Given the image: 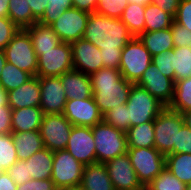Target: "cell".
<instances>
[{
	"label": "cell",
	"mask_w": 191,
	"mask_h": 190,
	"mask_svg": "<svg viewBox=\"0 0 191 190\" xmlns=\"http://www.w3.org/2000/svg\"><path fill=\"white\" fill-rule=\"evenodd\" d=\"M125 133L128 148L154 147V121L130 127Z\"/></svg>",
	"instance_id": "cell-27"
},
{
	"label": "cell",
	"mask_w": 191,
	"mask_h": 190,
	"mask_svg": "<svg viewBox=\"0 0 191 190\" xmlns=\"http://www.w3.org/2000/svg\"><path fill=\"white\" fill-rule=\"evenodd\" d=\"M145 7L146 6L144 5L129 3L124 9L123 14L120 18L134 37H138L141 33H144Z\"/></svg>",
	"instance_id": "cell-30"
},
{
	"label": "cell",
	"mask_w": 191,
	"mask_h": 190,
	"mask_svg": "<svg viewBox=\"0 0 191 190\" xmlns=\"http://www.w3.org/2000/svg\"><path fill=\"white\" fill-rule=\"evenodd\" d=\"M183 125L182 114L165 107L154 120V147L164 156L173 154L177 132Z\"/></svg>",
	"instance_id": "cell-7"
},
{
	"label": "cell",
	"mask_w": 191,
	"mask_h": 190,
	"mask_svg": "<svg viewBox=\"0 0 191 190\" xmlns=\"http://www.w3.org/2000/svg\"><path fill=\"white\" fill-rule=\"evenodd\" d=\"M74 126L94 127L102 121L94 97L67 100L62 113Z\"/></svg>",
	"instance_id": "cell-16"
},
{
	"label": "cell",
	"mask_w": 191,
	"mask_h": 190,
	"mask_svg": "<svg viewBox=\"0 0 191 190\" xmlns=\"http://www.w3.org/2000/svg\"><path fill=\"white\" fill-rule=\"evenodd\" d=\"M71 190H88V189L79 184L76 187L71 188Z\"/></svg>",
	"instance_id": "cell-57"
},
{
	"label": "cell",
	"mask_w": 191,
	"mask_h": 190,
	"mask_svg": "<svg viewBox=\"0 0 191 190\" xmlns=\"http://www.w3.org/2000/svg\"><path fill=\"white\" fill-rule=\"evenodd\" d=\"M6 172L17 185L32 179L31 176H28V165L23 160H17Z\"/></svg>",
	"instance_id": "cell-44"
},
{
	"label": "cell",
	"mask_w": 191,
	"mask_h": 190,
	"mask_svg": "<svg viewBox=\"0 0 191 190\" xmlns=\"http://www.w3.org/2000/svg\"><path fill=\"white\" fill-rule=\"evenodd\" d=\"M65 150L83 165L95 163L96 153L92 127L73 126Z\"/></svg>",
	"instance_id": "cell-17"
},
{
	"label": "cell",
	"mask_w": 191,
	"mask_h": 190,
	"mask_svg": "<svg viewBox=\"0 0 191 190\" xmlns=\"http://www.w3.org/2000/svg\"><path fill=\"white\" fill-rule=\"evenodd\" d=\"M90 13L70 8L50 25L61 42L72 43L83 38Z\"/></svg>",
	"instance_id": "cell-12"
},
{
	"label": "cell",
	"mask_w": 191,
	"mask_h": 190,
	"mask_svg": "<svg viewBox=\"0 0 191 190\" xmlns=\"http://www.w3.org/2000/svg\"><path fill=\"white\" fill-rule=\"evenodd\" d=\"M173 153L191 154V129L185 124L177 132L176 144H173Z\"/></svg>",
	"instance_id": "cell-42"
},
{
	"label": "cell",
	"mask_w": 191,
	"mask_h": 190,
	"mask_svg": "<svg viewBox=\"0 0 191 190\" xmlns=\"http://www.w3.org/2000/svg\"><path fill=\"white\" fill-rule=\"evenodd\" d=\"M7 62L20 70L37 76L38 57L34 51L31 38L25 29H19L4 49Z\"/></svg>",
	"instance_id": "cell-6"
},
{
	"label": "cell",
	"mask_w": 191,
	"mask_h": 190,
	"mask_svg": "<svg viewBox=\"0 0 191 190\" xmlns=\"http://www.w3.org/2000/svg\"><path fill=\"white\" fill-rule=\"evenodd\" d=\"M70 44L74 70L91 75L103 68L101 51L90 41L80 38Z\"/></svg>",
	"instance_id": "cell-18"
},
{
	"label": "cell",
	"mask_w": 191,
	"mask_h": 190,
	"mask_svg": "<svg viewBox=\"0 0 191 190\" xmlns=\"http://www.w3.org/2000/svg\"><path fill=\"white\" fill-rule=\"evenodd\" d=\"M8 18L19 28L26 29L38 21L34 18L27 0H10Z\"/></svg>",
	"instance_id": "cell-28"
},
{
	"label": "cell",
	"mask_w": 191,
	"mask_h": 190,
	"mask_svg": "<svg viewBox=\"0 0 191 190\" xmlns=\"http://www.w3.org/2000/svg\"><path fill=\"white\" fill-rule=\"evenodd\" d=\"M55 183L51 179H31L24 184L18 185L17 190H57Z\"/></svg>",
	"instance_id": "cell-46"
},
{
	"label": "cell",
	"mask_w": 191,
	"mask_h": 190,
	"mask_svg": "<svg viewBox=\"0 0 191 190\" xmlns=\"http://www.w3.org/2000/svg\"><path fill=\"white\" fill-rule=\"evenodd\" d=\"M17 186L6 171L0 173V190H17Z\"/></svg>",
	"instance_id": "cell-51"
},
{
	"label": "cell",
	"mask_w": 191,
	"mask_h": 190,
	"mask_svg": "<svg viewBox=\"0 0 191 190\" xmlns=\"http://www.w3.org/2000/svg\"><path fill=\"white\" fill-rule=\"evenodd\" d=\"M7 98L12 109L40 107L39 77L32 76L17 89L7 92Z\"/></svg>",
	"instance_id": "cell-19"
},
{
	"label": "cell",
	"mask_w": 191,
	"mask_h": 190,
	"mask_svg": "<svg viewBox=\"0 0 191 190\" xmlns=\"http://www.w3.org/2000/svg\"><path fill=\"white\" fill-rule=\"evenodd\" d=\"M168 108L179 113L191 110V77L175 83L173 98Z\"/></svg>",
	"instance_id": "cell-32"
},
{
	"label": "cell",
	"mask_w": 191,
	"mask_h": 190,
	"mask_svg": "<svg viewBox=\"0 0 191 190\" xmlns=\"http://www.w3.org/2000/svg\"><path fill=\"white\" fill-rule=\"evenodd\" d=\"M18 30L19 28L8 17H0V49H5Z\"/></svg>",
	"instance_id": "cell-43"
},
{
	"label": "cell",
	"mask_w": 191,
	"mask_h": 190,
	"mask_svg": "<svg viewBox=\"0 0 191 190\" xmlns=\"http://www.w3.org/2000/svg\"><path fill=\"white\" fill-rule=\"evenodd\" d=\"M73 126L63 114L43 115L39 131L44 148L53 152L65 150Z\"/></svg>",
	"instance_id": "cell-11"
},
{
	"label": "cell",
	"mask_w": 191,
	"mask_h": 190,
	"mask_svg": "<svg viewBox=\"0 0 191 190\" xmlns=\"http://www.w3.org/2000/svg\"><path fill=\"white\" fill-rule=\"evenodd\" d=\"M83 38L100 49L103 67L119 70L122 50L134 36L121 19L92 12Z\"/></svg>",
	"instance_id": "cell-1"
},
{
	"label": "cell",
	"mask_w": 191,
	"mask_h": 190,
	"mask_svg": "<svg viewBox=\"0 0 191 190\" xmlns=\"http://www.w3.org/2000/svg\"><path fill=\"white\" fill-rule=\"evenodd\" d=\"M171 34L173 38L174 48H184L186 46L191 48V32L174 20L171 25Z\"/></svg>",
	"instance_id": "cell-41"
},
{
	"label": "cell",
	"mask_w": 191,
	"mask_h": 190,
	"mask_svg": "<svg viewBox=\"0 0 191 190\" xmlns=\"http://www.w3.org/2000/svg\"><path fill=\"white\" fill-rule=\"evenodd\" d=\"M102 120L123 132H126L131 127V121H128V108L126 104L110 109L102 115Z\"/></svg>",
	"instance_id": "cell-37"
},
{
	"label": "cell",
	"mask_w": 191,
	"mask_h": 190,
	"mask_svg": "<svg viewBox=\"0 0 191 190\" xmlns=\"http://www.w3.org/2000/svg\"><path fill=\"white\" fill-rule=\"evenodd\" d=\"M173 71H175V83L191 77V48H174Z\"/></svg>",
	"instance_id": "cell-34"
},
{
	"label": "cell",
	"mask_w": 191,
	"mask_h": 190,
	"mask_svg": "<svg viewBox=\"0 0 191 190\" xmlns=\"http://www.w3.org/2000/svg\"><path fill=\"white\" fill-rule=\"evenodd\" d=\"M151 63L150 52L138 37H134L122 50L119 70L125 80L136 84Z\"/></svg>",
	"instance_id": "cell-5"
},
{
	"label": "cell",
	"mask_w": 191,
	"mask_h": 190,
	"mask_svg": "<svg viewBox=\"0 0 191 190\" xmlns=\"http://www.w3.org/2000/svg\"><path fill=\"white\" fill-rule=\"evenodd\" d=\"M186 185L165 168L146 187V190H185Z\"/></svg>",
	"instance_id": "cell-35"
},
{
	"label": "cell",
	"mask_w": 191,
	"mask_h": 190,
	"mask_svg": "<svg viewBox=\"0 0 191 190\" xmlns=\"http://www.w3.org/2000/svg\"><path fill=\"white\" fill-rule=\"evenodd\" d=\"M183 116L184 124L191 129V110L181 113Z\"/></svg>",
	"instance_id": "cell-53"
},
{
	"label": "cell",
	"mask_w": 191,
	"mask_h": 190,
	"mask_svg": "<svg viewBox=\"0 0 191 190\" xmlns=\"http://www.w3.org/2000/svg\"><path fill=\"white\" fill-rule=\"evenodd\" d=\"M2 70L0 75V86L6 92L17 89L32 77L29 73L20 70L10 62H6Z\"/></svg>",
	"instance_id": "cell-33"
},
{
	"label": "cell",
	"mask_w": 191,
	"mask_h": 190,
	"mask_svg": "<svg viewBox=\"0 0 191 190\" xmlns=\"http://www.w3.org/2000/svg\"><path fill=\"white\" fill-rule=\"evenodd\" d=\"M138 38L152 57L174 48L171 28L144 32L141 33Z\"/></svg>",
	"instance_id": "cell-26"
},
{
	"label": "cell",
	"mask_w": 191,
	"mask_h": 190,
	"mask_svg": "<svg viewBox=\"0 0 191 190\" xmlns=\"http://www.w3.org/2000/svg\"><path fill=\"white\" fill-rule=\"evenodd\" d=\"M185 190H191V183L186 185Z\"/></svg>",
	"instance_id": "cell-58"
},
{
	"label": "cell",
	"mask_w": 191,
	"mask_h": 190,
	"mask_svg": "<svg viewBox=\"0 0 191 190\" xmlns=\"http://www.w3.org/2000/svg\"><path fill=\"white\" fill-rule=\"evenodd\" d=\"M127 154L139 181L144 187L166 168V157L155 147L128 148Z\"/></svg>",
	"instance_id": "cell-8"
},
{
	"label": "cell",
	"mask_w": 191,
	"mask_h": 190,
	"mask_svg": "<svg viewBox=\"0 0 191 190\" xmlns=\"http://www.w3.org/2000/svg\"><path fill=\"white\" fill-rule=\"evenodd\" d=\"M129 3L146 6L148 3H150V0H129Z\"/></svg>",
	"instance_id": "cell-56"
},
{
	"label": "cell",
	"mask_w": 191,
	"mask_h": 190,
	"mask_svg": "<svg viewBox=\"0 0 191 190\" xmlns=\"http://www.w3.org/2000/svg\"><path fill=\"white\" fill-rule=\"evenodd\" d=\"M105 166L115 190H145L127 153L106 162Z\"/></svg>",
	"instance_id": "cell-13"
},
{
	"label": "cell",
	"mask_w": 191,
	"mask_h": 190,
	"mask_svg": "<svg viewBox=\"0 0 191 190\" xmlns=\"http://www.w3.org/2000/svg\"><path fill=\"white\" fill-rule=\"evenodd\" d=\"M84 165L77 161L68 151L53 152L51 180L57 188L71 189L81 184Z\"/></svg>",
	"instance_id": "cell-9"
},
{
	"label": "cell",
	"mask_w": 191,
	"mask_h": 190,
	"mask_svg": "<svg viewBox=\"0 0 191 190\" xmlns=\"http://www.w3.org/2000/svg\"><path fill=\"white\" fill-rule=\"evenodd\" d=\"M73 8H77L87 13L95 12L98 0H71Z\"/></svg>",
	"instance_id": "cell-50"
},
{
	"label": "cell",
	"mask_w": 191,
	"mask_h": 190,
	"mask_svg": "<svg viewBox=\"0 0 191 190\" xmlns=\"http://www.w3.org/2000/svg\"><path fill=\"white\" fill-rule=\"evenodd\" d=\"M40 108L43 115L62 114L67 102L60 76L39 77Z\"/></svg>",
	"instance_id": "cell-14"
},
{
	"label": "cell",
	"mask_w": 191,
	"mask_h": 190,
	"mask_svg": "<svg viewBox=\"0 0 191 190\" xmlns=\"http://www.w3.org/2000/svg\"><path fill=\"white\" fill-rule=\"evenodd\" d=\"M24 161L28 165V176L36 180L51 179L53 151L43 148Z\"/></svg>",
	"instance_id": "cell-25"
},
{
	"label": "cell",
	"mask_w": 191,
	"mask_h": 190,
	"mask_svg": "<svg viewBox=\"0 0 191 190\" xmlns=\"http://www.w3.org/2000/svg\"><path fill=\"white\" fill-rule=\"evenodd\" d=\"M174 21L191 32V0L180 1Z\"/></svg>",
	"instance_id": "cell-45"
},
{
	"label": "cell",
	"mask_w": 191,
	"mask_h": 190,
	"mask_svg": "<svg viewBox=\"0 0 191 190\" xmlns=\"http://www.w3.org/2000/svg\"><path fill=\"white\" fill-rule=\"evenodd\" d=\"M150 3L158 6L161 10L170 14L174 18L179 7L180 0H150Z\"/></svg>",
	"instance_id": "cell-48"
},
{
	"label": "cell",
	"mask_w": 191,
	"mask_h": 190,
	"mask_svg": "<svg viewBox=\"0 0 191 190\" xmlns=\"http://www.w3.org/2000/svg\"><path fill=\"white\" fill-rule=\"evenodd\" d=\"M129 0H98L95 12L106 17L120 19Z\"/></svg>",
	"instance_id": "cell-39"
},
{
	"label": "cell",
	"mask_w": 191,
	"mask_h": 190,
	"mask_svg": "<svg viewBox=\"0 0 191 190\" xmlns=\"http://www.w3.org/2000/svg\"><path fill=\"white\" fill-rule=\"evenodd\" d=\"M42 117L40 107L12 109V132L37 131L40 129Z\"/></svg>",
	"instance_id": "cell-22"
},
{
	"label": "cell",
	"mask_w": 191,
	"mask_h": 190,
	"mask_svg": "<svg viewBox=\"0 0 191 190\" xmlns=\"http://www.w3.org/2000/svg\"><path fill=\"white\" fill-rule=\"evenodd\" d=\"M67 100L88 99L93 96L90 75L71 70L60 76Z\"/></svg>",
	"instance_id": "cell-20"
},
{
	"label": "cell",
	"mask_w": 191,
	"mask_h": 190,
	"mask_svg": "<svg viewBox=\"0 0 191 190\" xmlns=\"http://www.w3.org/2000/svg\"><path fill=\"white\" fill-rule=\"evenodd\" d=\"M43 17L38 21L41 25L50 26L64 11L73 7L71 0H48Z\"/></svg>",
	"instance_id": "cell-38"
},
{
	"label": "cell",
	"mask_w": 191,
	"mask_h": 190,
	"mask_svg": "<svg viewBox=\"0 0 191 190\" xmlns=\"http://www.w3.org/2000/svg\"><path fill=\"white\" fill-rule=\"evenodd\" d=\"M18 160L12 133L0 135V171H7Z\"/></svg>",
	"instance_id": "cell-36"
},
{
	"label": "cell",
	"mask_w": 191,
	"mask_h": 190,
	"mask_svg": "<svg viewBox=\"0 0 191 190\" xmlns=\"http://www.w3.org/2000/svg\"><path fill=\"white\" fill-rule=\"evenodd\" d=\"M126 105L128 108V121H131V127L154 121L165 108L145 88L137 84L132 85Z\"/></svg>",
	"instance_id": "cell-4"
},
{
	"label": "cell",
	"mask_w": 191,
	"mask_h": 190,
	"mask_svg": "<svg viewBox=\"0 0 191 190\" xmlns=\"http://www.w3.org/2000/svg\"><path fill=\"white\" fill-rule=\"evenodd\" d=\"M0 105H8L7 92L0 86Z\"/></svg>",
	"instance_id": "cell-54"
},
{
	"label": "cell",
	"mask_w": 191,
	"mask_h": 190,
	"mask_svg": "<svg viewBox=\"0 0 191 190\" xmlns=\"http://www.w3.org/2000/svg\"><path fill=\"white\" fill-rule=\"evenodd\" d=\"M7 60H6V56H5V52L4 50L0 49V75L2 73V69L5 66Z\"/></svg>",
	"instance_id": "cell-55"
},
{
	"label": "cell",
	"mask_w": 191,
	"mask_h": 190,
	"mask_svg": "<svg viewBox=\"0 0 191 190\" xmlns=\"http://www.w3.org/2000/svg\"><path fill=\"white\" fill-rule=\"evenodd\" d=\"M96 162L106 163L127 153L126 133L110 126L103 120L92 127Z\"/></svg>",
	"instance_id": "cell-3"
},
{
	"label": "cell",
	"mask_w": 191,
	"mask_h": 190,
	"mask_svg": "<svg viewBox=\"0 0 191 190\" xmlns=\"http://www.w3.org/2000/svg\"><path fill=\"white\" fill-rule=\"evenodd\" d=\"M174 48L152 57V63L163 75L175 82V71H173Z\"/></svg>",
	"instance_id": "cell-40"
},
{
	"label": "cell",
	"mask_w": 191,
	"mask_h": 190,
	"mask_svg": "<svg viewBox=\"0 0 191 190\" xmlns=\"http://www.w3.org/2000/svg\"><path fill=\"white\" fill-rule=\"evenodd\" d=\"M90 78L93 97L102 115L127 103L133 83L125 80L120 70L103 67Z\"/></svg>",
	"instance_id": "cell-2"
},
{
	"label": "cell",
	"mask_w": 191,
	"mask_h": 190,
	"mask_svg": "<svg viewBox=\"0 0 191 190\" xmlns=\"http://www.w3.org/2000/svg\"><path fill=\"white\" fill-rule=\"evenodd\" d=\"M28 6H30L34 18L39 21L49 4L48 0H27Z\"/></svg>",
	"instance_id": "cell-49"
},
{
	"label": "cell",
	"mask_w": 191,
	"mask_h": 190,
	"mask_svg": "<svg viewBox=\"0 0 191 190\" xmlns=\"http://www.w3.org/2000/svg\"><path fill=\"white\" fill-rule=\"evenodd\" d=\"M57 190H71V189H63V188H58Z\"/></svg>",
	"instance_id": "cell-59"
},
{
	"label": "cell",
	"mask_w": 191,
	"mask_h": 190,
	"mask_svg": "<svg viewBox=\"0 0 191 190\" xmlns=\"http://www.w3.org/2000/svg\"><path fill=\"white\" fill-rule=\"evenodd\" d=\"M136 84L145 88L165 107H168L172 101L175 82L163 75L153 63L144 71L141 79Z\"/></svg>",
	"instance_id": "cell-15"
},
{
	"label": "cell",
	"mask_w": 191,
	"mask_h": 190,
	"mask_svg": "<svg viewBox=\"0 0 191 190\" xmlns=\"http://www.w3.org/2000/svg\"><path fill=\"white\" fill-rule=\"evenodd\" d=\"M12 108L9 105H0V135L12 133Z\"/></svg>",
	"instance_id": "cell-47"
},
{
	"label": "cell",
	"mask_w": 191,
	"mask_h": 190,
	"mask_svg": "<svg viewBox=\"0 0 191 190\" xmlns=\"http://www.w3.org/2000/svg\"><path fill=\"white\" fill-rule=\"evenodd\" d=\"M73 70L71 44L61 42L54 49L40 50L38 57V77L61 76Z\"/></svg>",
	"instance_id": "cell-10"
},
{
	"label": "cell",
	"mask_w": 191,
	"mask_h": 190,
	"mask_svg": "<svg viewBox=\"0 0 191 190\" xmlns=\"http://www.w3.org/2000/svg\"><path fill=\"white\" fill-rule=\"evenodd\" d=\"M9 1L0 0V17H8Z\"/></svg>",
	"instance_id": "cell-52"
},
{
	"label": "cell",
	"mask_w": 191,
	"mask_h": 190,
	"mask_svg": "<svg viewBox=\"0 0 191 190\" xmlns=\"http://www.w3.org/2000/svg\"><path fill=\"white\" fill-rule=\"evenodd\" d=\"M81 185L88 190H115L104 163L84 165Z\"/></svg>",
	"instance_id": "cell-21"
},
{
	"label": "cell",
	"mask_w": 191,
	"mask_h": 190,
	"mask_svg": "<svg viewBox=\"0 0 191 190\" xmlns=\"http://www.w3.org/2000/svg\"><path fill=\"white\" fill-rule=\"evenodd\" d=\"M32 41V45L36 56H40V50L54 49L61 41L58 35L50 26L35 23L31 27L25 29Z\"/></svg>",
	"instance_id": "cell-24"
},
{
	"label": "cell",
	"mask_w": 191,
	"mask_h": 190,
	"mask_svg": "<svg viewBox=\"0 0 191 190\" xmlns=\"http://www.w3.org/2000/svg\"><path fill=\"white\" fill-rule=\"evenodd\" d=\"M145 30L159 31L162 29L171 28L174 18L161 10L158 6L148 3L145 7Z\"/></svg>",
	"instance_id": "cell-31"
},
{
	"label": "cell",
	"mask_w": 191,
	"mask_h": 190,
	"mask_svg": "<svg viewBox=\"0 0 191 190\" xmlns=\"http://www.w3.org/2000/svg\"><path fill=\"white\" fill-rule=\"evenodd\" d=\"M12 139L17 151L18 160H27L34 153L44 148L39 130L12 132Z\"/></svg>",
	"instance_id": "cell-23"
},
{
	"label": "cell",
	"mask_w": 191,
	"mask_h": 190,
	"mask_svg": "<svg viewBox=\"0 0 191 190\" xmlns=\"http://www.w3.org/2000/svg\"><path fill=\"white\" fill-rule=\"evenodd\" d=\"M166 157V168L185 185L191 183V154L173 153Z\"/></svg>",
	"instance_id": "cell-29"
}]
</instances>
